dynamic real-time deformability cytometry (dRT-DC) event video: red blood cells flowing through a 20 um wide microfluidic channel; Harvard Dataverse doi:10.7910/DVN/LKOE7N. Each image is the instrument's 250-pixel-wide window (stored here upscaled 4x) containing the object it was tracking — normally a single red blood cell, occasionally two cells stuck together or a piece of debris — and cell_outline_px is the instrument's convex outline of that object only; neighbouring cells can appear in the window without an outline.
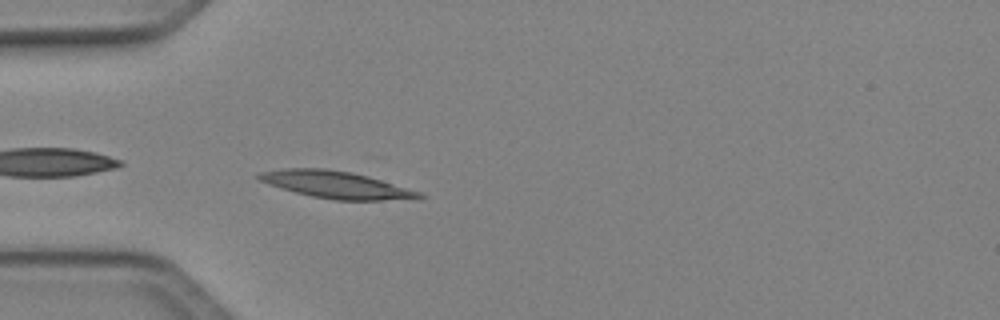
{"species": "Egyptian fruit bat (a non-hibernating species)", "species_latin": "Rousettus aegyptiacus", "temperature_condition": "cold", "stored_images_in_passage": 37, "camera_frame_rate_fps": 3000, "um_per_image_px": 0.085, "animal": {"sex": "female"}, "frame": {"image": 1, "passage_image": 2, "time_ms": 0.333, "image_size_px": [1000, 320], "cell_outline_px": [[428, 196], [420, 200], [336, 200], [312, 196], [296, 192], [268, 184], [260, 180], [256, 176], [260, 172], [284, 168], [324, 168], [352, 172], [368, 176], [420, 192]], "centroid_in_image_um": [28.65, 15.71], "position_along_channel_um": 56.4, "area_um2": 25.37}}
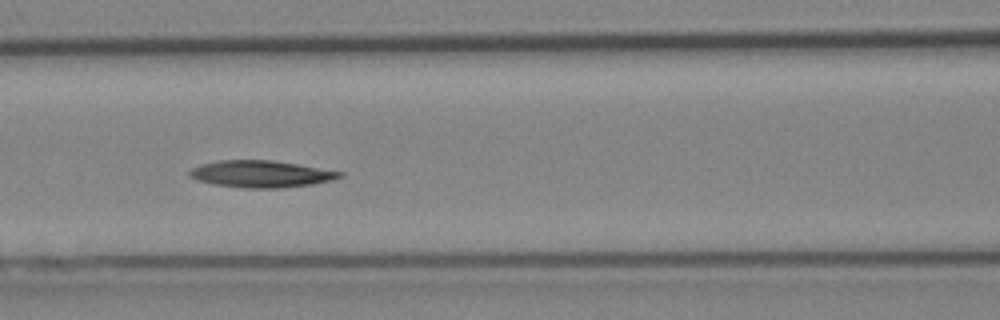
{"frame": {"image": 2, "passage_image": 9, "time_ms": 2.667, "image_size_px": [1000, 320], "cell_outline_px": [[344, 176], [332, 180], [312, 184], [280, 188], [244, 188], [216, 184], [196, 180], [188, 176], [188, 172], [192, 168], [204, 164], [220, 160], [272, 160], [344, 172]], "centroid_in_image_um": [22.2, 14.79], "position_along_channel_um": 144.4, "area_um2": 23.35}}
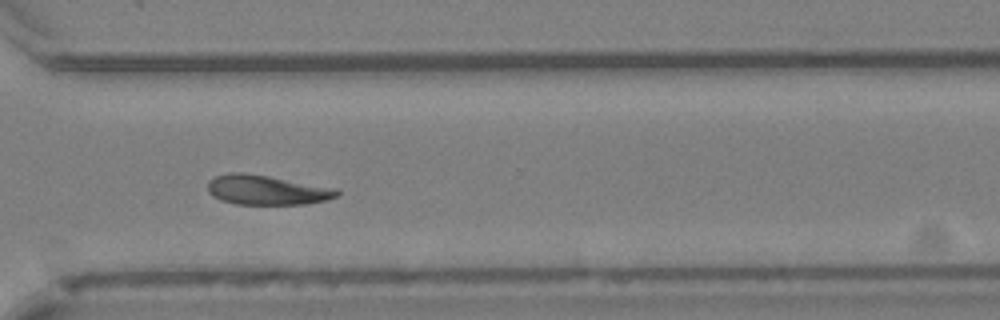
{"frame": {"image": 3, "passage_image": 24, "time_ms": 7.667, "image_size_px": [1000, 320], "cell_outline_px": [[340, 196], [328, 200], [308, 204], [236, 204], [220, 200], [212, 196], [208, 192], [208, 180], [216, 176], [232, 172], [240, 172], [268, 176], [336, 188], [340, 192]], "centroid_in_image_um": [22.69, 16.16], "position_along_channel_um": 347.9, "area_um2": 22.43}, "authors_computed_cell_mechanics": {"area_um2": 22.7732, "velocity_mm_per_s": 4.0675, "shape_relaxation_time_tau1_ms": 10.0605, "shape_relaxation_time_tau2_ms": null, "deformation_change_tau1": 0.2205, "deformation_change_tau2": null}}